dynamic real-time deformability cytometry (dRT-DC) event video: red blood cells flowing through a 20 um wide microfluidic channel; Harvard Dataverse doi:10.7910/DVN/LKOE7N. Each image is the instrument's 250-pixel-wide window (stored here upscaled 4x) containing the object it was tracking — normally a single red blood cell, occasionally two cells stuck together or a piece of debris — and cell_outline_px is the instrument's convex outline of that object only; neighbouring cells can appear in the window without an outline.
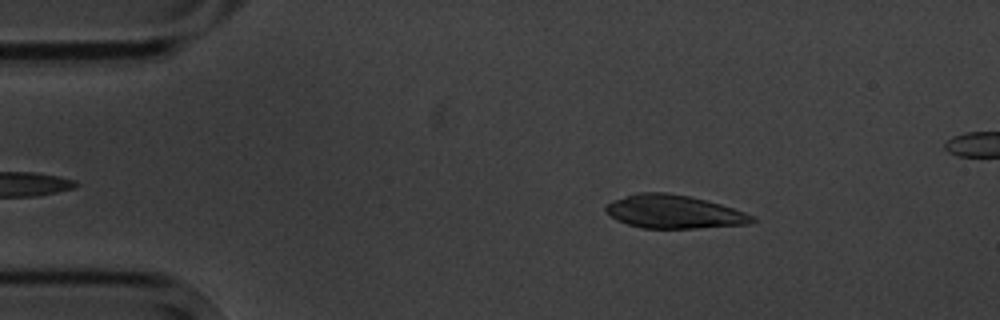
{"species": "common noctule bat (a hibernating species)", "species_latin": "Nyctalus noctula", "temperature_condition": "cold", "stored_images_in_passage": 3, "segment_of_instrument_passage": [1, 2], "camera_frame_rate_fps": 3000, "um_per_image_px": 0.085, "animal": {"sex": "male", "body_mass_g": 20.1, "forearm_length_mm": 53.5}, "frame": {"image": 1, "passage_image": 1, "time_ms": 0.0, "image_size_px": [1000, 320], "cell_outline_px": [[756, 220], [748, 224], [696, 228], [644, 228], [628, 224], [612, 216], [604, 208], [612, 200], [640, 192], [664, 192], [688, 196], [720, 204], [744, 212], [752, 216]], "centroid_in_image_um": [57.28, 18.0], "position_along_channel_um": 27.7, "area_um2": 27.86}}